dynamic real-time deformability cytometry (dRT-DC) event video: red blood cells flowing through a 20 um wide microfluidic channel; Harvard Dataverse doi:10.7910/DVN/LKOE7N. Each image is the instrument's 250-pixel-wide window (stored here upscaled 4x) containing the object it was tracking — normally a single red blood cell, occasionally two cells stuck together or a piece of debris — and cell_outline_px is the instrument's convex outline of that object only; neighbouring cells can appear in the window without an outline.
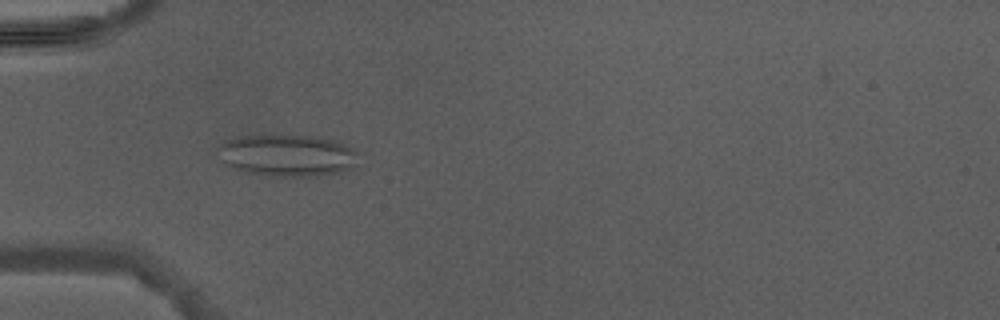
{"species": "Egyptian fruit bat (a non-hibernating species)", "species_latin": "Rousettus aegyptiacus", "temperature_condition": "warm", "stored_images_in_passage": 5, "camera_frame_rate_fps": 3000, "um_per_image_px": 0.085, "animal": {"sex": "male"}, "frame": {"image": 1, "passage_image": 4, "time_ms": 5.0, "image_size_px": [1000, 320], "cell_outline_px": [[360, 152], [356, 164], [340, 172], [316, 176], [264, 176], [244, 172], [220, 164], [216, 148], [220, 144], [232, 136], [312, 136], [332, 140], [344, 144]], "centroid_in_image_um": [24.33, 13.22], "position_along_channel_um": 60.7, "area_um2": 34.74}}